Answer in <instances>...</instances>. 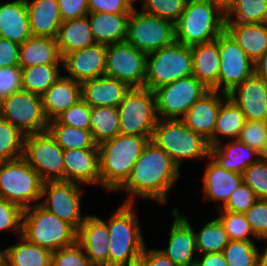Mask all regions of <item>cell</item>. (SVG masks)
<instances>
[{"label":"cell","mask_w":267,"mask_h":266,"mask_svg":"<svg viewBox=\"0 0 267 266\" xmlns=\"http://www.w3.org/2000/svg\"><path fill=\"white\" fill-rule=\"evenodd\" d=\"M179 170L172 158L149 140L130 176L119 188L131 194L124 203H135L134 198L139 197L166 204L169 191L181 176Z\"/></svg>","instance_id":"6da1fadb"},{"label":"cell","mask_w":267,"mask_h":266,"mask_svg":"<svg viewBox=\"0 0 267 266\" xmlns=\"http://www.w3.org/2000/svg\"><path fill=\"white\" fill-rule=\"evenodd\" d=\"M225 4L219 0H187L175 24V41L194 46L216 40L225 30Z\"/></svg>","instance_id":"7a4b0ae2"},{"label":"cell","mask_w":267,"mask_h":266,"mask_svg":"<svg viewBox=\"0 0 267 266\" xmlns=\"http://www.w3.org/2000/svg\"><path fill=\"white\" fill-rule=\"evenodd\" d=\"M147 137L118 134L98 146L100 185L107 191H118L131 174L141 155Z\"/></svg>","instance_id":"3957f363"},{"label":"cell","mask_w":267,"mask_h":266,"mask_svg":"<svg viewBox=\"0 0 267 266\" xmlns=\"http://www.w3.org/2000/svg\"><path fill=\"white\" fill-rule=\"evenodd\" d=\"M134 203H124L106 221L109 231V266H138L145 247Z\"/></svg>","instance_id":"277c9868"},{"label":"cell","mask_w":267,"mask_h":266,"mask_svg":"<svg viewBox=\"0 0 267 266\" xmlns=\"http://www.w3.org/2000/svg\"><path fill=\"white\" fill-rule=\"evenodd\" d=\"M151 141L164 150L179 168L185 159H205L209 156L207 140L181 120L158 119Z\"/></svg>","instance_id":"5b68a950"},{"label":"cell","mask_w":267,"mask_h":266,"mask_svg":"<svg viewBox=\"0 0 267 266\" xmlns=\"http://www.w3.org/2000/svg\"><path fill=\"white\" fill-rule=\"evenodd\" d=\"M22 236L51 252L77 241V231L40 204L23 210Z\"/></svg>","instance_id":"8992f818"},{"label":"cell","mask_w":267,"mask_h":266,"mask_svg":"<svg viewBox=\"0 0 267 266\" xmlns=\"http://www.w3.org/2000/svg\"><path fill=\"white\" fill-rule=\"evenodd\" d=\"M44 181L40 174L21 157L0 162V198L23 210L40 204Z\"/></svg>","instance_id":"52a82bcc"},{"label":"cell","mask_w":267,"mask_h":266,"mask_svg":"<svg viewBox=\"0 0 267 266\" xmlns=\"http://www.w3.org/2000/svg\"><path fill=\"white\" fill-rule=\"evenodd\" d=\"M193 75L191 47L174 42L147 54L145 88L154 91L180 78Z\"/></svg>","instance_id":"ba28073f"},{"label":"cell","mask_w":267,"mask_h":266,"mask_svg":"<svg viewBox=\"0 0 267 266\" xmlns=\"http://www.w3.org/2000/svg\"><path fill=\"white\" fill-rule=\"evenodd\" d=\"M120 134L147 137L151 140L158 121L154 92L131 88L118 106Z\"/></svg>","instance_id":"9c48e42d"},{"label":"cell","mask_w":267,"mask_h":266,"mask_svg":"<svg viewBox=\"0 0 267 266\" xmlns=\"http://www.w3.org/2000/svg\"><path fill=\"white\" fill-rule=\"evenodd\" d=\"M0 117L24 135L48 130L49 121L43 110L42 96L22 89L0 100Z\"/></svg>","instance_id":"30bf717a"},{"label":"cell","mask_w":267,"mask_h":266,"mask_svg":"<svg viewBox=\"0 0 267 266\" xmlns=\"http://www.w3.org/2000/svg\"><path fill=\"white\" fill-rule=\"evenodd\" d=\"M135 7L128 20L126 41L149 54L175 42V24Z\"/></svg>","instance_id":"8fae6325"},{"label":"cell","mask_w":267,"mask_h":266,"mask_svg":"<svg viewBox=\"0 0 267 266\" xmlns=\"http://www.w3.org/2000/svg\"><path fill=\"white\" fill-rule=\"evenodd\" d=\"M208 90L194 75L155 89L153 92L158 119L180 120Z\"/></svg>","instance_id":"7c38bea8"},{"label":"cell","mask_w":267,"mask_h":266,"mask_svg":"<svg viewBox=\"0 0 267 266\" xmlns=\"http://www.w3.org/2000/svg\"><path fill=\"white\" fill-rule=\"evenodd\" d=\"M23 158L46 181H64L63 149L47 131L25 135Z\"/></svg>","instance_id":"4fadbf2b"},{"label":"cell","mask_w":267,"mask_h":266,"mask_svg":"<svg viewBox=\"0 0 267 266\" xmlns=\"http://www.w3.org/2000/svg\"><path fill=\"white\" fill-rule=\"evenodd\" d=\"M147 54L127 41L106 46L105 75L128 84L131 88H145Z\"/></svg>","instance_id":"5bb4252c"},{"label":"cell","mask_w":267,"mask_h":266,"mask_svg":"<svg viewBox=\"0 0 267 266\" xmlns=\"http://www.w3.org/2000/svg\"><path fill=\"white\" fill-rule=\"evenodd\" d=\"M81 184L68 181H46L42 187L40 205L70 224L76 231L84 223L86 215L81 214V198L84 191Z\"/></svg>","instance_id":"9a60e30c"},{"label":"cell","mask_w":267,"mask_h":266,"mask_svg":"<svg viewBox=\"0 0 267 266\" xmlns=\"http://www.w3.org/2000/svg\"><path fill=\"white\" fill-rule=\"evenodd\" d=\"M220 72L218 92L230 93L254 74V62L225 30L218 36Z\"/></svg>","instance_id":"2e32d148"},{"label":"cell","mask_w":267,"mask_h":266,"mask_svg":"<svg viewBox=\"0 0 267 266\" xmlns=\"http://www.w3.org/2000/svg\"><path fill=\"white\" fill-rule=\"evenodd\" d=\"M66 77L83 83L105 75L106 45L95 43L84 49L71 51L62 57Z\"/></svg>","instance_id":"e0dca14e"},{"label":"cell","mask_w":267,"mask_h":266,"mask_svg":"<svg viewBox=\"0 0 267 266\" xmlns=\"http://www.w3.org/2000/svg\"><path fill=\"white\" fill-rule=\"evenodd\" d=\"M173 223L166 249H159L175 266H189L196 263L195 234L188 218L176 208L172 211Z\"/></svg>","instance_id":"ac0fdd59"},{"label":"cell","mask_w":267,"mask_h":266,"mask_svg":"<svg viewBox=\"0 0 267 266\" xmlns=\"http://www.w3.org/2000/svg\"><path fill=\"white\" fill-rule=\"evenodd\" d=\"M227 97L228 94L208 90L180 120L208 141L213 136L220 105Z\"/></svg>","instance_id":"d6986e66"},{"label":"cell","mask_w":267,"mask_h":266,"mask_svg":"<svg viewBox=\"0 0 267 266\" xmlns=\"http://www.w3.org/2000/svg\"><path fill=\"white\" fill-rule=\"evenodd\" d=\"M109 239L107 223L95 215H86L77 231V242L94 266H109Z\"/></svg>","instance_id":"ffe728a7"},{"label":"cell","mask_w":267,"mask_h":266,"mask_svg":"<svg viewBox=\"0 0 267 266\" xmlns=\"http://www.w3.org/2000/svg\"><path fill=\"white\" fill-rule=\"evenodd\" d=\"M228 97L240 107L246 120L267 121V83L255 73L228 93Z\"/></svg>","instance_id":"44dd1931"},{"label":"cell","mask_w":267,"mask_h":266,"mask_svg":"<svg viewBox=\"0 0 267 266\" xmlns=\"http://www.w3.org/2000/svg\"><path fill=\"white\" fill-rule=\"evenodd\" d=\"M64 181L100 185L98 149L63 150Z\"/></svg>","instance_id":"7402d4cb"},{"label":"cell","mask_w":267,"mask_h":266,"mask_svg":"<svg viewBox=\"0 0 267 266\" xmlns=\"http://www.w3.org/2000/svg\"><path fill=\"white\" fill-rule=\"evenodd\" d=\"M130 89L128 84L102 75L81 83V96L90 107H118Z\"/></svg>","instance_id":"603a6c76"},{"label":"cell","mask_w":267,"mask_h":266,"mask_svg":"<svg viewBox=\"0 0 267 266\" xmlns=\"http://www.w3.org/2000/svg\"><path fill=\"white\" fill-rule=\"evenodd\" d=\"M41 96L45 116L50 122L82 99L81 83L61 75Z\"/></svg>","instance_id":"cb8c5ba5"},{"label":"cell","mask_w":267,"mask_h":266,"mask_svg":"<svg viewBox=\"0 0 267 266\" xmlns=\"http://www.w3.org/2000/svg\"><path fill=\"white\" fill-rule=\"evenodd\" d=\"M203 176V193L205 200L221 201L223 206L231 193L243 182L242 174L225 170L210 156Z\"/></svg>","instance_id":"d4e9b609"},{"label":"cell","mask_w":267,"mask_h":266,"mask_svg":"<svg viewBox=\"0 0 267 266\" xmlns=\"http://www.w3.org/2000/svg\"><path fill=\"white\" fill-rule=\"evenodd\" d=\"M32 36L56 38L62 24L58 0H26Z\"/></svg>","instance_id":"484cf974"},{"label":"cell","mask_w":267,"mask_h":266,"mask_svg":"<svg viewBox=\"0 0 267 266\" xmlns=\"http://www.w3.org/2000/svg\"><path fill=\"white\" fill-rule=\"evenodd\" d=\"M130 14L89 12L87 16L95 43L107 46L126 41Z\"/></svg>","instance_id":"4316f807"},{"label":"cell","mask_w":267,"mask_h":266,"mask_svg":"<svg viewBox=\"0 0 267 266\" xmlns=\"http://www.w3.org/2000/svg\"><path fill=\"white\" fill-rule=\"evenodd\" d=\"M193 75L209 90L218 91L220 53L216 40L191 46Z\"/></svg>","instance_id":"83f0119b"},{"label":"cell","mask_w":267,"mask_h":266,"mask_svg":"<svg viewBox=\"0 0 267 266\" xmlns=\"http://www.w3.org/2000/svg\"><path fill=\"white\" fill-rule=\"evenodd\" d=\"M31 36L26 0L1 4L0 37L22 44Z\"/></svg>","instance_id":"f1b7e54d"},{"label":"cell","mask_w":267,"mask_h":266,"mask_svg":"<svg viewBox=\"0 0 267 266\" xmlns=\"http://www.w3.org/2000/svg\"><path fill=\"white\" fill-rule=\"evenodd\" d=\"M209 156L225 170L240 174L258 161V152L238 139L210 147Z\"/></svg>","instance_id":"f546056e"},{"label":"cell","mask_w":267,"mask_h":266,"mask_svg":"<svg viewBox=\"0 0 267 266\" xmlns=\"http://www.w3.org/2000/svg\"><path fill=\"white\" fill-rule=\"evenodd\" d=\"M225 31L253 62L267 50V23L225 22Z\"/></svg>","instance_id":"4dcf8cb0"},{"label":"cell","mask_w":267,"mask_h":266,"mask_svg":"<svg viewBox=\"0 0 267 266\" xmlns=\"http://www.w3.org/2000/svg\"><path fill=\"white\" fill-rule=\"evenodd\" d=\"M44 64H62V57L55 38L31 36L20 44V68Z\"/></svg>","instance_id":"1f68e13d"},{"label":"cell","mask_w":267,"mask_h":266,"mask_svg":"<svg viewBox=\"0 0 267 266\" xmlns=\"http://www.w3.org/2000/svg\"><path fill=\"white\" fill-rule=\"evenodd\" d=\"M55 39L61 57L95 44L88 16L62 22Z\"/></svg>","instance_id":"d6a6232c"},{"label":"cell","mask_w":267,"mask_h":266,"mask_svg":"<svg viewBox=\"0 0 267 266\" xmlns=\"http://www.w3.org/2000/svg\"><path fill=\"white\" fill-rule=\"evenodd\" d=\"M246 121L240 107L227 97L220 105L213 136L207 141L209 147L220 143L223 136L237 140Z\"/></svg>","instance_id":"836d02e7"},{"label":"cell","mask_w":267,"mask_h":266,"mask_svg":"<svg viewBox=\"0 0 267 266\" xmlns=\"http://www.w3.org/2000/svg\"><path fill=\"white\" fill-rule=\"evenodd\" d=\"M19 243L6 248L7 261L12 266H52V252L29 242L22 235Z\"/></svg>","instance_id":"e575fe53"},{"label":"cell","mask_w":267,"mask_h":266,"mask_svg":"<svg viewBox=\"0 0 267 266\" xmlns=\"http://www.w3.org/2000/svg\"><path fill=\"white\" fill-rule=\"evenodd\" d=\"M90 131L97 146L120 134L118 107H91Z\"/></svg>","instance_id":"d590c367"},{"label":"cell","mask_w":267,"mask_h":266,"mask_svg":"<svg viewBox=\"0 0 267 266\" xmlns=\"http://www.w3.org/2000/svg\"><path fill=\"white\" fill-rule=\"evenodd\" d=\"M225 12V22L267 23V0H229Z\"/></svg>","instance_id":"8d00e7d4"},{"label":"cell","mask_w":267,"mask_h":266,"mask_svg":"<svg viewBox=\"0 0 267 266\" xmlns=\"http://www.w3.org/2000/svg\"><path fill=\"white\" fill-rule=\"evenodd\" d=\"M62 64H44L21 68L22 90L42 95L61 76Z\"/></svg>","instance_id":"74e56055"},{"label":"cell","mask_w":267,"mask_h":266,"mask_svg":"<svg viewBox=\"0 0 267 266\" xmlns=\"http://www.w3.org/2000/svg\"><path fill=\"white\" fill-rule=\"evenodd\" d=\"M198 254L222 252L230 242L224 225L218 219L208 221L198 233L194 231Z\"/></svg>","instance_id":"f35d334b"},{"label":"cell","mask_w":267,"mask_h":266,"mask_svg":"<svg viewBox=\"0 0 267 266\" xmlns=\"http://www.w3.org/2000/svg\"><path fill=\"white\" fill-rule=\"evenodd\" d=\"M47 131L63 150L98 149L90 130L64 124H49Z\"/></svg>","instance_id":"ab89813d"},{"label":"cell","mask_w":267,"mask_h":266,"mask_svg":"<svg viewBox=\"0 0 267 266\" xmlns=\"http://www.w3.org/2000/svg\"><path fill=\"white\" fill-rule=\"evenodd\" d=\"M25 135L0 117V162L23 157Z\"/></svg>","instance_id":"60d3db41"},{"label":"cell","mask_w":267,"mask_h":266,"mask_svg":"<svg viewBox=\"0 0 267 266\" xmlns=\"http://www.w3.org/2000/svg\"><path fill=\"white\" fill-rule=\"evenodd\" d=\"M258 248L253 241L230 240L222 251L228 266H258Z\"/></svg>","instance_id":"b9f144b4"},{"label":"cell","mask_w":267,"mask_h":266,"mask_svg":"<svg viewBox=\"0 0 267 266\" xmlns=\"http://www.w3.org/2000/svg\"><path fill=\"white\" fill-rule=\"evenodd\" d=\"M141 11L167 20L173 24L179 20L187 0H141Z\"/></svg>","instance_id":"7bdbcfd3"},{"label":"cell","mask_w":267,"mask_h":266,"mask_svg":"<svg viewBox=\"0 0 267 266\" xmlns=\"http://www.w3.org/2000/svg\"><path fill=\"white\" fill-rule=\"evenodd\" d=\"M217 217L224 225L230 240L252 241L249 236L258 239L254 235L245 214L219 210V215Z\"/></svg>","instance_id":"ee69618b"},{"label":"cell","mask_w":267,"mask_h":266,"mask_svg":"<svg viewBox=\"0 0 267 266\" xmlns=\"http://www.w3.org/2000/svg\"><path fill=\"white\" fill-rule=\"evenodd\" d=\"M91 107L80 99L77 103L70 106L49 124H64L77 127L83 130H90Z\"/></svg>","instance_id":"f6af8a7d"},{"label":"cell","mask_w":267,"mask_h":266,"mask_svg":"<svg viewBox=\"0 0 267 266\" xmlns=\"http://www.w3.org/2000/svg\"><path fill=\"white\" fill-rule=\"evenodd\" d=\"M242 177L257 199L267 200V163L258 160L243 171Z\"/></svg>","instance_id":"bcb514c9"},{"label":"cell","mask_w":267,"mask_h":266,"mask_svg":"<svg viewBox=\"0 0 267 266\" xmlns=\"http://www.w3.org/2000/svg\"><path fill=\"white\" fill-rule=\"evenodd\" d=\"M52 266H94L76 241L74 244L52 252Z\"/></svg>","instance_id":"7dc6e473"},{"label":"cell","mask_w":267,"mask_h":266,"mask_svg":"<svg viewBox=\"0 0 267 266\" xmlns=\"http://www.w3.org/2000/svg\"><path fill=\"white\" fill-rule=\"evenodd\" d=\"M238 140L258 152L267 143V121L247 120Z\"/></svg>","instance_id":"c3c4849f"},{"label":"cell","mask_w":267,"mask_h":266,"mask_svg":"<svg viewBox=\"0 0 267 266\" xmlns=\"http://www.w3.org/2000/svg\"><path fill=\"white\" fill-rule=\"evenodd\" d=\"M257 197L253 190L244 182L232 193L227 203L218 207L219 210H227L233 213L244 214L255 202Z\"/></svg>","instance_id":"681fc988"},{"label":"cell","mask_w":267,"mask_h":266,"mask_svg":"<svg viewBox=\"0 0 267 266\" xmlns=\"http://www.w3.org/2000/svg\"><path fill=\"white\" fill-rule=\"evenodd\" d=\"M244 214L258 240H267V200L257 199Z\"/></svg>","instance_id":"f907efd6"},{"label":"cell","mask_w":267,"mask_h":266,"mask_svg":"<svg viewBox=\"0 0 267 266\" xmlns=\"http://www.w3.org/2000/svg\"><path fill=\"white\" fill-rule=\"evenodd\" d=\"M23 209L18 205L0 198V230H12L22 235Z\"/></svg>","instance_id":"816d5d0a"},{"label":"cell","mask_w":267,"mask_h":266,"mask_svg":"<svg viewBox=\"0 0 267 266\" xmlns=\"http://www.w3.org/2000/svg\"><path fill=\"white\" fill-rule=\"evenodd\" d=\"M22 89V72L19 66L0 68V100Z\"/></svg>","instance_id":"f5cc1de1"},{"label":"cell","mask_w":267,"mask_h":266,"mask_svg":"<svg viewBox=\"0 0 267 266\" xmlns=\"http://www.w3.org/2000/svg\"><path fill=\"white\" fill-rule=\"evenodd\" d=\"M89 12L131 13L134 4L130 0H88Z\"/></svg>","instance_id":"db71d44e"},{"label":"cell","mask_w":267,"mask_h":266,"mask_svg":"<svg viewBox=\"0 0 267 266\" xmlns=\"http://www.w3.org/2000/svg\"><path fill=\"white\" fill-rule=\"evenodd\" d=\"M62 21L82 18L88 15V0H58Z\"/></svg>","instance_id":"11a10c76"},{"label":"cell","mask_w":267,"mask_h":266,"mask_svg":"<svg viewBox=\"0 0 267 266\" xmlns=\"http://www.w3.org/2000/svg\"><path fill=\"white\" fill-rule=\"evenodd\" d=\"M20 44L0 37V68L19 66Z\"/></svg>","instance_id":"9f6ffc18"},{"label":"cell","mask_w":267,"mask_h":266,"mask_svg":"<svg viewBox=\"0 0 267 266\" xmlns=\"http://www.w3.org/2000/svg\"><path fill=\"white\" fill-rule=\"evenodd\" d=\"M138 266H175L159 249L147 250L146 245L139 259Z\"/></svg>","instance_id":"6f0895ef"},{"label":"cell","mask_w":267,"mask_h":266,"mask_svg":"<svg viewBox=\"0 0 267 266\" xmlns=\"http://www.w3.org/2000/svg\"><path fill=\"white\" fill-rule=\"evenodd\" d=\"M197 266H228L222 252L201 254L196 259Z\"/></svg>","instance_id":"680465c9"},{"label":"cell","mask_w":267,"mask_h":266,"mask_svg":"<svg viewBox=\"0 0 267 266\" xmlns=\"http://www.w3.org/2000/svg\"><path fill=\"white\" fill-rule=\"evenodd\" d=\"M254 73L267 83V50L254 62Z\"/></svg>","instance_id":"91938a15"},{"label":"cell","mask_w":267,"mask_h":266,"mask_svg":"<svg viewBox=\"0 0 267 266\" xmlns=\"http://www.w3.org/2000/svg\"><path fill=\"white\" fill-rule=\"evenodd\" d=\"M258 266H267V248L263 253H260V251L258 252Z\"/></svg>","instance_id":"94428289"},{"label":"cell","mask_w":267,"mask_h":266,"mask_svg":"<svg viewBox=\"0 0 267 266\" xmlns=\"http://www.w3.org/2000/svg\"><path fill=\"white\" fill-rule=\"evenodd\" d=\"M258 160L267 163V143L258 151Z\"/></svg>","instance_id":"6125c7cd"},{"label":"cell","mask_w":267,"mask_h":266,"mask_svg":"<svg viewBox=\"0 0 267 266\" xmlns=\"http://www.w3.org/2000/svg\"><path fill=\"white\" fill-rule=\"evenodd\" d=\"M6 260H7V252L5 248L3 251L0 250V266L4 264Z\"/></svg>","instance_id":"be15d7a7"},{"label":"cell","mask_w":267,"mask_h":266,"mask_svg":"<svg viewBox=\"0 0 267 266\" xmlns=\"http://www.w3.org/2000/svg\"><path fill=\"white\" fill-rule=\"evenodd\" d=\"M221 2H223L224 4H226L229 0H219Z\"/></svg>","instance_id":"e7e4bbea"},{"label":"cell","mask_w":267,"mask_h":266,"mask_svg":"<svg viewBox=\"0 0 267 266\" xmlns=\"http://www.w3.org/2000/svg\"><path fill=\"white\" fill-rule=\"evenodd\" d=\"M133 4H136V1H139V0H130ZM141 1V0H140Z\"/></svg>","instance_id":"03108f58"},{"label":"cell","mask_w":267,"mask_h":266,"mask_svg":"<svg viewBox=\"0 0 267 266\" xmlns=\"http://www.w3.org/2000/svg\"><path fill=\"white\" fill-rule=\"evenodd\" d=\"M1 266H7V260H6L5 263L2 264Z\"/></svg>","instance_id":"003e7915"}]
</instances>
